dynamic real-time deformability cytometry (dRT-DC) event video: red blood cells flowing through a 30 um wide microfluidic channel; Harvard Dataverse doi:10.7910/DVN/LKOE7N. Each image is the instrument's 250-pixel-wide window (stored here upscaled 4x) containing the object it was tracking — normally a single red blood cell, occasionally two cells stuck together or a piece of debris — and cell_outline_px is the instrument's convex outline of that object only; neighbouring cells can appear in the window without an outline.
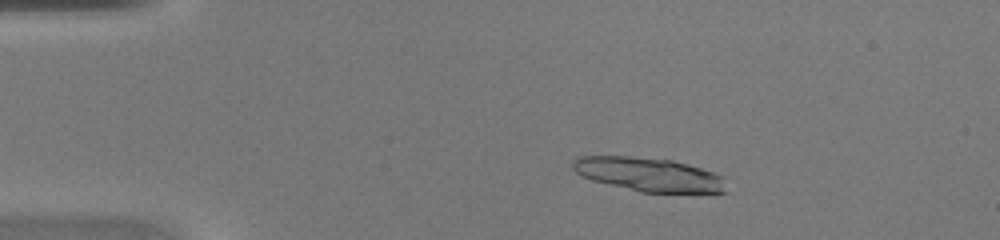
{"species": "common noctule bat (a hibernating species)", "species_latin": "Nyctalus noctula", "temperature_condition": "warm", "stored_images_in_passage": 41, "camera_frame_rate_fps": 3000, "um_per_image_px": 0.085, "animal": {"sex": "female", "body_mass_g": 20.0, "forearm_length_mm": 54.0}, "frame": {"image": 1, "passage_image": 7, "time_ms": 2.0, "image_size_px": [1000, 240], "cell_outline_px": [[724, 192], [640, 192], [592, 180], [580, 176], [572, 168], [572, 160], [580, 156], [628, 156], [672, 160], [700, 168], [724, 176]], "centroid_in_image_um": [55.08, 14.82], "position_along_channel_um": 29.9, "area_um2": 29.94}}